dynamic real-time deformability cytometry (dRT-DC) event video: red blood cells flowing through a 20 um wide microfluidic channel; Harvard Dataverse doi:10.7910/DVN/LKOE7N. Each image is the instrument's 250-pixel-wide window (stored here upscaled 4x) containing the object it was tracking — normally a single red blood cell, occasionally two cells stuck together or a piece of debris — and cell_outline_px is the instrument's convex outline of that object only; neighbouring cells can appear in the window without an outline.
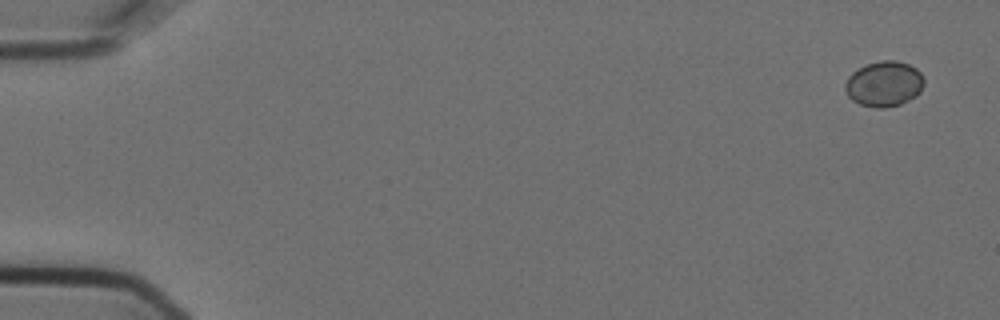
{"species": "Egyptian fruit bat (a non-hibernating species)", "species_latin": "Rousettus aegyptiacus", "temperature_condition": "cold", "stored_images_in_passage": 4, "camera_frame_rate_fps": 3000, "um_per_image_px": 0.085, "animal": {"sex": "female"}, "frame": {"image": 1, "passage_image": 1, "time_ms": 0.0, "image_size_px": [1000, 320], "cell_outline_px": [[924, 84], [920, 92], [916, 96], [900, 104], [884, 108], [876, 108], [860, 104], [852, 100], [848, 96], [844, 88], [844, 84], [848, 76], [852, 72], [868, 64], [880, 60], [896, 60], [908, 64], [916, 68], [920, 72], [924, 80]], "centroid_in_image_um": [75.14, 7.13], "position_along_channel_um": 9.9, "area_um2": 20.92}}
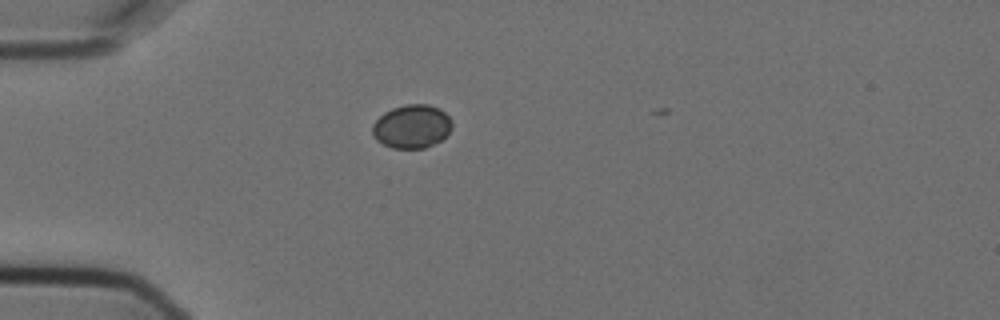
{"frame": {"image": 2, "passage_image": 4, "time_ms": 1.0, "image_size_px": [1000, 320], "cell_outline_px": [[452, 128], [440, 140], [424, 148], [392, 148], [376, 140], [372, 136], [372, 124], [384, 112], [392, 108], [404, 104], [428, 104], [440, 108], [452, 120]], "centroid_in_image_um": [34.98, 10.73], "position_along_channel_um": 50.0, "area_um2": 20.23}}